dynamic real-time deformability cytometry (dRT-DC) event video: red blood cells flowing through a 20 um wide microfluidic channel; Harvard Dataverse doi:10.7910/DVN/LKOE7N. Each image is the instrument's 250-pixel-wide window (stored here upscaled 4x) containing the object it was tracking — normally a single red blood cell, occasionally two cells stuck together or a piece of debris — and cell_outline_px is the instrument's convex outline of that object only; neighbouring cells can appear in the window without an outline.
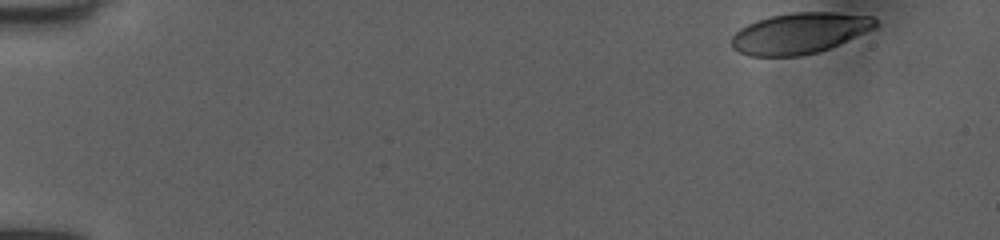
{"species": "human", "species_latin": "Homo sapiens", "temperature_condition": "room temperature", "stored_images_in_passage": 48, "camera_frame_rate_fps": 3000, "um_per_image_px": 0.085, "donor": {"sex": "female"}, "frame": {"image": 1, "passage_image": 1, "time_ms": 0.0, "image_size_px": [1000, 240], "cell_outline_px": [[880, 24], [876, 28], [828, 48], [816, 52], [796, 56], [748, 56], [732, 48], [732, 36], [740, 28], [756, 20], [772, 16], [792, 12], [832, 12], [872, 16]], "centroid_in_image_um": [67.97, 2.81], "position_along_channel_um": 17.0, "area_um2": 34.1}}
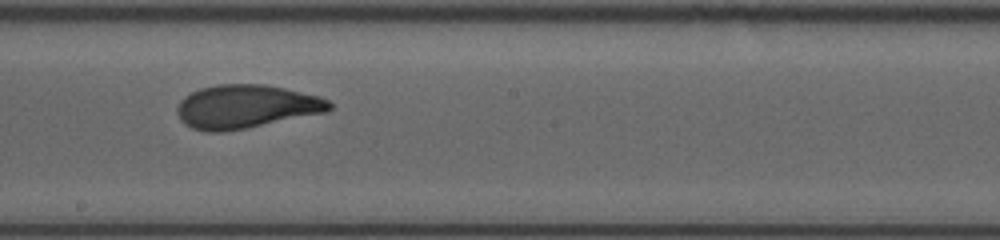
{"frame": {"image": 2, "passage_image": 27, "time_ms": 8.667, "image_size_px": [1000, 240], "cell_outline_px": [[332, 108], [328, 112], [224, 132], [208, 132], [192, 128], [184, 124], [180, 120], [176, 112], [176, 108], [180, 100], [192, 92], [200, 88], [216, 84], [264, 84], [284, 88], [320, 96], [328, 100], [332, 104]], "centroid_in_image_um": [20.9, 9.06], "position_along_channel_um": 227.3, "area_um2": 38.73}}
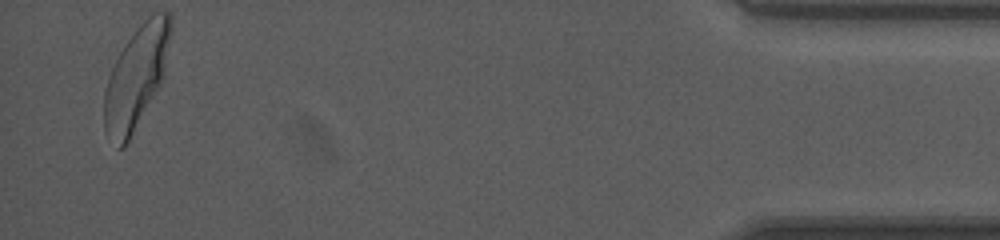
{"frame": {"image": 3, "passage_image": 47, "time_ms": 15.333, "image_size_px": [1000, 240], "cell_outline_px": [[172, 32], [164, 72], [160, 84], [124, 148], [120, 148], [104, 128], [104, 92], [108, 76], [120, 52], [136, 28], [152, 12], [168, 12], [172, 16]], "centroid_in_image_um": [11.6, 6.48], "position_along_channel_um": 423.6, "area_um2": 38.96}, "authors_computed_cell_mechanics": {"area_um2": 37.9457, "velocity_mm_per_s": 4.0142, "shape_relaxation_time_tau1_ms": 3.823, "shape_relaxation_time_tau2_ms": 0.8088, "deformation_change_tau1": 0.1666, "deformation_change_tau2": 0.0673}}